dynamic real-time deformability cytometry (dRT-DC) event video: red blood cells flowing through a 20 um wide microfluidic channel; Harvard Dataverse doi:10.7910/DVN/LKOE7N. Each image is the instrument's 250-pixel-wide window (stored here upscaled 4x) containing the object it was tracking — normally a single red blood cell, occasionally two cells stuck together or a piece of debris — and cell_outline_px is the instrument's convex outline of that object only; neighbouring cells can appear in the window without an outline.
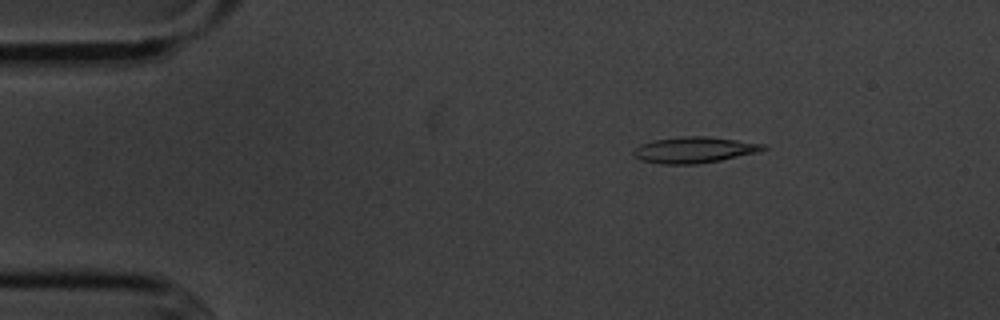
{"species": "common noctule bat (a hibernating species)", "species_latin": "Nyctalus noctula", "temperature_condition": "cold", "stored_images_in_passage": 5, "segment_of_instrument_passage": [1, 2], "camera_frame_rate_fps": 3000, "um_per_image_px": 0.085, "animal": {"sex": "male", "body_mass_g": 20.1, "forearm_length_mm": 53.5}, "frame": {"image": 1, "passage_image": 3, "time_ms": 2.0, "image_size_px": [1000, 320], "cell_outline_px": [[768, 148], [756, 152], [720, 160], [696, 164], [660, 164], [640, 160], [632, 152], [640, 144], [652, 140], [680, 136], [708, 136], [764, 144]], "centroid_in_image_um": [58.96, 12.73], "position_along_channel_um": 26.0, "area_um2": 19.59}}